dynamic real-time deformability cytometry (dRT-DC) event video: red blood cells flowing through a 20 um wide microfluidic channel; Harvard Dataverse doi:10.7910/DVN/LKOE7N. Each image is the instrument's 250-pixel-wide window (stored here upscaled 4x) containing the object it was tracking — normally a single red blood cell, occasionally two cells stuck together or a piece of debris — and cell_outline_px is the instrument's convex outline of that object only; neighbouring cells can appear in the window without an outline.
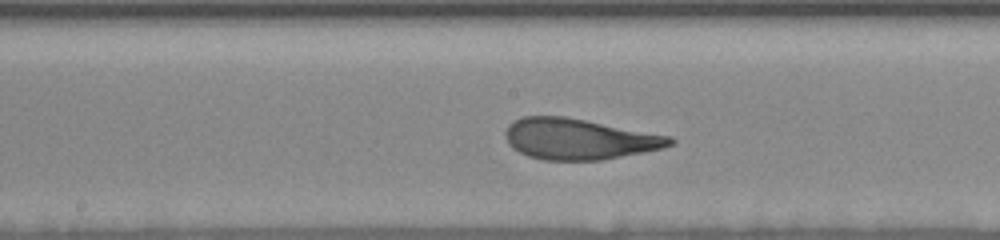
{"species": "human", "species_latin": "Homo sapiens", "temperature_condition": "room temperature", "stored_images_in_passage": 23, "camera_frame_rate_fps": 3000, "um_per_image_px": 0.085, "donor": {"sex": "female"}, "frame": {"image": 1, "passage_image": 17, "time_ms": 8.333, "image_size_px": [1000, 240], "cell_outline_px": [[676, 140], [672, 144], [664, 148], [600, 160], [544, 160], [528, 156], [512, 148], [508, 144], [504, 136], [504, 132], [508, 124], [524, 116], [564, 116], [672, 136]], "centroid_in_image_um": [49.19, 11.81], "position_along_channel_um": 199.0, "area_um2": 39.19}}
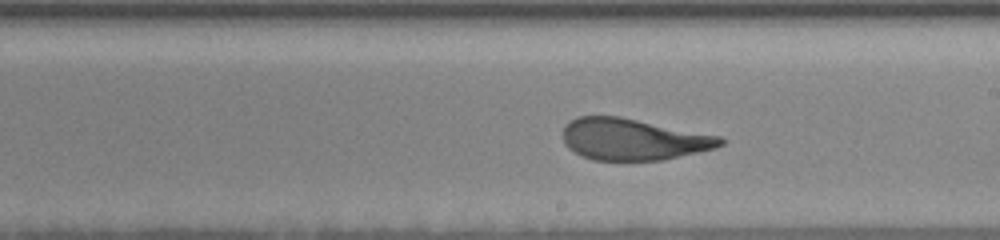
{"frame": {"image": 2, "passage_image": 20, "time_ms": 9.333, "image_size_px": [1000, 240], "cell_outline_px": [[724, 144], [716, 148], [664, 160], [592, 160], [580, 156], [568, 148], [564, 144], [564, 124], [580, 116], [620, 116], [720, 136], [724, 140]], "centroid_in_image_um": [53.81, 11.85], "position_along_channel_um": 235.2, "area_um2": 38.21}}